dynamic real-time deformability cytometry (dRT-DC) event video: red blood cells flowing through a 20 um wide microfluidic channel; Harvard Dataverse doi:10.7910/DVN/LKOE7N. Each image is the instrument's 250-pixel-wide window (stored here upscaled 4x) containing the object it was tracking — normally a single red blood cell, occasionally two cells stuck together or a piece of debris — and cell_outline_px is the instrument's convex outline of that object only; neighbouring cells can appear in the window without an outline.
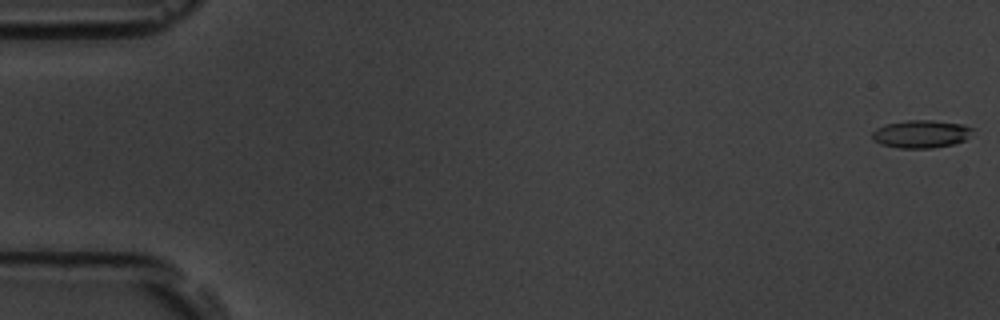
{"species": "common noctule bat (a hibernating species)", "species_latin": "Nyctalus noctula", "temperature_condition": "room temperature", "stored_images_in_passage": 55, "camera_frame_rate_fps": 3000, "um_per_image_px": 0.085, "animal": {"sex": "male", "body_mass_g": 19.5, "forearm_length_mm": 54.6}, "frame": {"image": 1, "passage_image": 1, "time_ms": 0.0, "image_size_px": [1000, 320], "cell_outline_px": [[976, 128], [964, 140], [952, 144], [932, 148], [900, 148], [880, 144], [872, 140], [872, 132], [876, 128], [888, 124], [908, 120], [932, 120], [964, 124]], "centroid_in_image_um": [78.3, 11.38], "position_along_channel_um": 6.7, "area_um2": 16.3}}
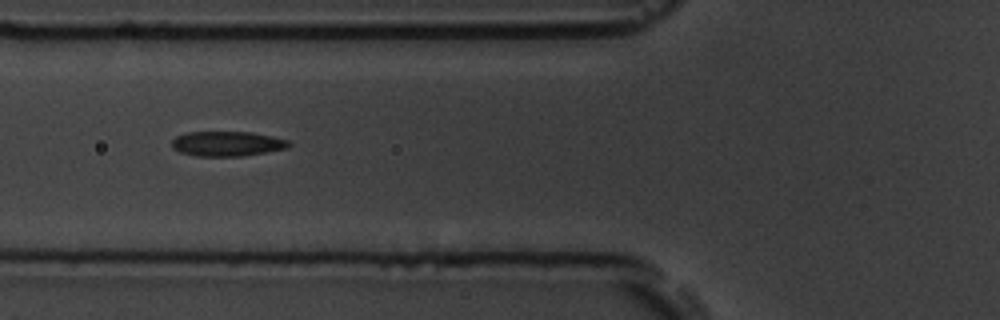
{"frame": {"image": 2, "passage_image": 21, "time_ms": 6.667, "image_size_px": [1000, 320], "cell_outline_px": [[292, 144], [288, 148], [240, 156], [196, 156], [180, 152], [172, 148], [172, 140], [176, 136], [188, 132], [252, 132], [272, 136], [288, 140]], "centroid_in_image_um": [19.3, 12.21], "position_along_channel_um": 106.5, "area_um2": 16.94}}
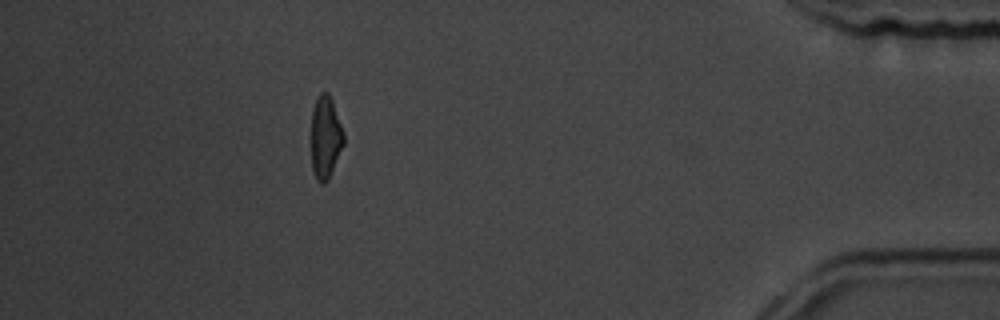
{"frame": {"image": 3, "passage_image": 49, "time_ms": 16.0, "image_size_px": [1000, 320], "cell_outline_px": [[344, 144], [328, 180], [324, 184], [320, 184], [316, 180], [312, 168], [312, 108], [316, 96], [320, 92], [328, 92], [332, 100], [344, 132]], "centroid_in_image_um": [27.66, 11.66], "position_along_channel_um": 407.5, "area_um2": 15.78}, "authors_computed_cell_mechanics": {"area_um2": 16.5886, "velocity_mm_per_s": 3.7846, "shape_relaxation_time_tau1_ms": 6.9706, "shape_relaxation_time_tau2_ms": 2.4997, "deformation_change_tau1": 0.1635, "deformation_change_tau2": 0.0934}}